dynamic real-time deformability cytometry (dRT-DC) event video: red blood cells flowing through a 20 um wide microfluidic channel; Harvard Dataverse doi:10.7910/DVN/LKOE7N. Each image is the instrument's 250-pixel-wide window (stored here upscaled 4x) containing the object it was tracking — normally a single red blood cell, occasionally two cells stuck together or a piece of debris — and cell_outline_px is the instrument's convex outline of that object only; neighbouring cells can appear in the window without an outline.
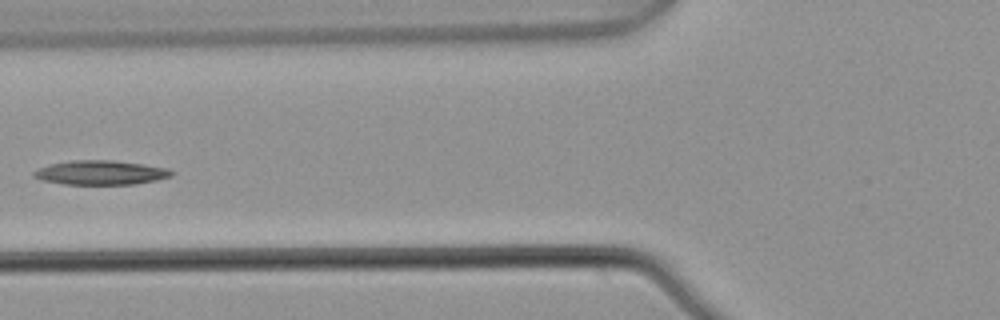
{"species": "common noctule bat (a hibernating species)", "species_latin": "Nyctalus noctula", "temperature_condition": "warm", "stored_images_in_passage": 6, "camera_frame_rate_fps": 3000, "um_per_image_px": 0.085, "animal": {"sex": "male", "body_mass_g": 21.5, "forearm_length_mm": 52.0}, "frame": {"image": 1, "passage_image": 5, "time_ms": 1.333, "image_size_px": [1000, 320], "cell_outline_px": [[172, 176], [156, 180], [136, 184], [64, 184], [40, 180], [32, 176], [32, 172], [40, 168], [52, 164], [72, 160], [112, 160], [144, 164], [168, 168], [172, 172]], "centroid_in_image_um": [8.55, 14.67], "position_along_channel_um": 117.2, "area_um2": 19.42}}
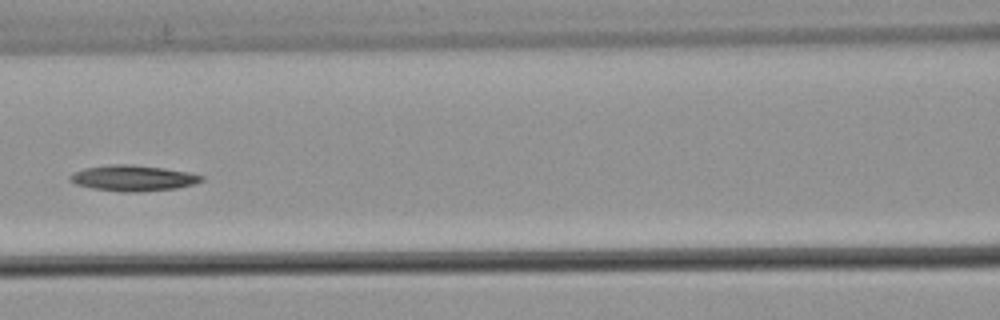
{"frame": {"image": 2, "passage_image": 6, "time_ms": 1.667, "image_size_px": [1000, 320], "cell_outline_px": [[204, 180], [192, 184], [176, 188], [140, 192], [120, 192], [92, 188], [76, 184], [68, 180], [68, 176], [84, 168], [112, 164], [132, 164], [164, 168], [188, 172], [204, 176]], "centroid_in_image_um": [11.29, 15.14], "position_along_channel_um": 155.3, "area_um2": 19.77}}